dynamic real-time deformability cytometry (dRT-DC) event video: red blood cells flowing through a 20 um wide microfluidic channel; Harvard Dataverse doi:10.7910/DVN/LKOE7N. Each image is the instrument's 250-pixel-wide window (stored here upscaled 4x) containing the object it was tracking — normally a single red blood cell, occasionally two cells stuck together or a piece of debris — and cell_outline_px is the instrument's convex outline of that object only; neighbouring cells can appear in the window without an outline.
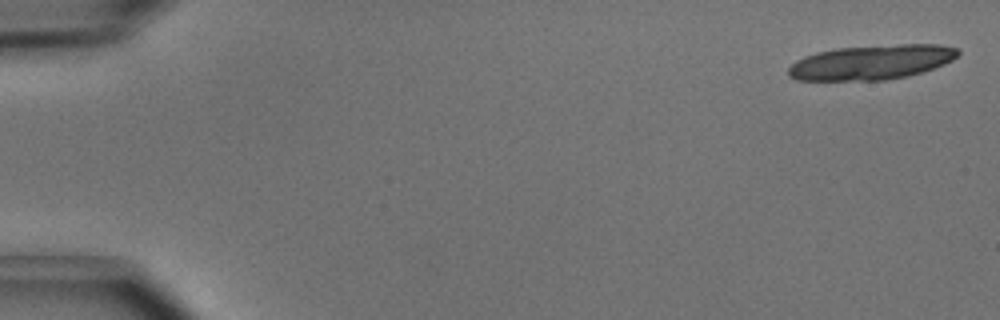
{"species": "common noctule bat (a hibernating species)", "species_latin": "Nyctalus noctula", "temperature_condition": "cold", "stored_images_in_passage": 6, "camera_frame_rate_fps": 3000, "um_per_image_px": 0.085, "animal": {"sex": "male", "body_mass_g": 15.6}, "frame": {"image": 1, "passage_image": 1, "time_ms": 0.0, "image_size_px": [1000, 320], "cell_outline_px": [[960, 52], [952, 60], [944, 64], [924, 72], [908, 76], [888, 80], [796, 80], [788, 76], [788, 68], [796, 60], [804, 56], [816, 52], [836, 48], [900, 44], [940, 44], [956, 48]], "centroid_in_image_um": [74.07, 5.29], "position_along_channel_um": 10.9, "area_um2": 34.45}}